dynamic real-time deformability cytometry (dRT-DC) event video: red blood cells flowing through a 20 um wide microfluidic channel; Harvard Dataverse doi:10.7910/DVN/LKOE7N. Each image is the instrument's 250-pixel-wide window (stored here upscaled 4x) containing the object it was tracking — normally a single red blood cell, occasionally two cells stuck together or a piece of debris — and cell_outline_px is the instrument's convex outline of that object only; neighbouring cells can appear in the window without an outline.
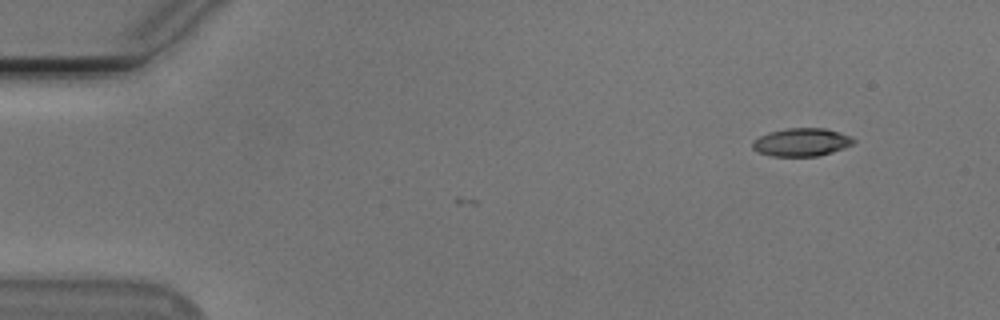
{"species": "Egyptian fruit bat (a non-hibernating species)", "species_latin": "Rousettus aegyptiacus", "temperature_condition": "cold", "stored_images_in_passage": 3, "camera_frame_rate_fps": 3000, "um_per_image_px": 0.085, "animal": {"sex": "male"}, "frame": {"image": 1, "passage_image": 3, "time_ms": 0.667, "image_size_px": [1000, 320], "cell_outline_px": [[856, 140], [852, 144], [832, 152], [816, 156], [772, 156], [756, 152], [752, 148], [752, 140], [768, 132], [788, 128], [824, 128], [848, 136]], "centroid_in_image_um": [68.05, 12.09], "position_along_channel_um": 16.9, "area_um2": 16.36}}